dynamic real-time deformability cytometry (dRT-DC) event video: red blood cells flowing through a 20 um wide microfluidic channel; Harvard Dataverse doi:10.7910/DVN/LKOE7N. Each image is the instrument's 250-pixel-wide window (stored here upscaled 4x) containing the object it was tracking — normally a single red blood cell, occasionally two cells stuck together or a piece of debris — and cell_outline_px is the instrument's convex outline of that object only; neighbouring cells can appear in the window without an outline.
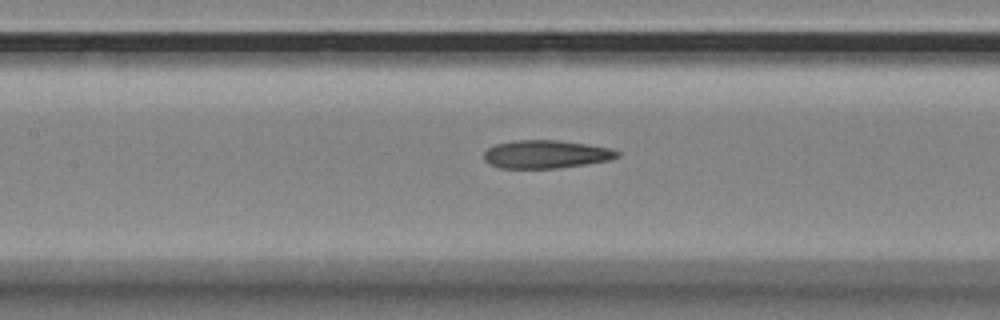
{"species": "Egyptian fruit bat (a non-hibernating species)", "species_latin": "Rousettus aegyptiacus", "temperature_condition": "room temperature", "stored_images_in_passage": 16, "camera_frame_rate_fps": 3000, "um_per_image_px": 0.085, "animal": {"sex": "female"}, "frame": {"image": 1, "passage_image": 10, "time_ms": 3.0, "image_size_px": [1000, 320], "cell_outline_px": [[620, 156], [612, 160], [560, 168], [500, 168], [488, 164], [484, 160], [484, 152], [488, 148], [496, 144], [512, 140], [556, 140], [584, 144], [608, 148], [620, 152]], "centroid_in_image_um": [46.38, 13.12], "position_along_channel_um": 161.0, "area_um2": 21.91}}
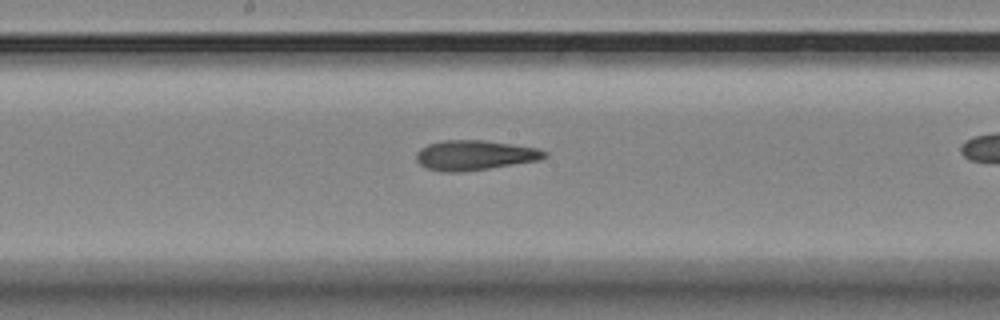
{"frame": {"image": 2, "passage_image": 14, "time_ms": 4.333, "image_size_px": [1000, 320], "cell_outline_px": [[548, 156], [540, 160], [488, 168], [460, 172], [440, 172], [428, 168], [420, 164], [416, 160], [416, 152], [420, 148], [428, 144], [440, 140], [484, 140], [512, 144], [536, 148], [548, 152]], "centroid_in_image_um": [40.33, 13.19], "position_along_channel_um": 207.9, "area_um2": 22.37}}